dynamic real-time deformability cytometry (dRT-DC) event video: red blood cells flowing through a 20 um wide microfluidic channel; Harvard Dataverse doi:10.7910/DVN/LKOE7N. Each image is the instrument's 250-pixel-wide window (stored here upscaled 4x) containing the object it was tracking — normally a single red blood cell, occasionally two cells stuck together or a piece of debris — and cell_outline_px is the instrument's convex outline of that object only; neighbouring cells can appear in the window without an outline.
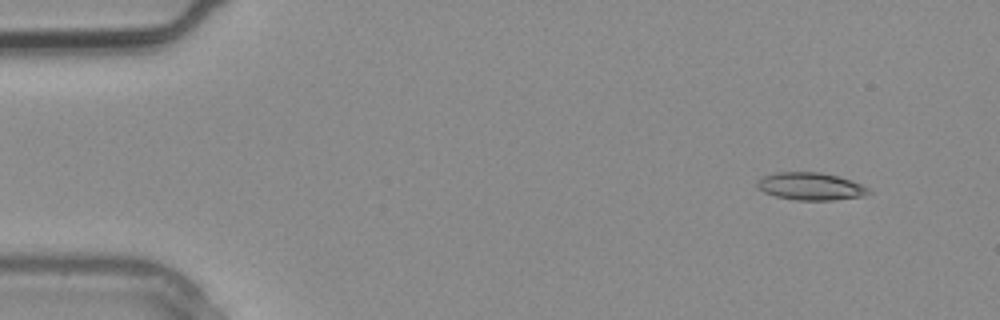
{"species": "common noctule bat (a hibernating species)", "species_latin": "Nyctalus noctula", "temperature_condition": "warm", "stored_images_in_passage": 2, "camera_frame_rate_fps": 3000, "um_per_image_px": 0.085, "animal": {"sex": "male", "body_mass_g": 20.4}, "frame": {"image": 1, "passage_image": 1, "time_ms": 0.0, "image_size_px": [1000, 320], "cell_outline_px": [[872, 192], [860, 196], [836, 200], [796, 200], [776, 196], [764, 192], [756, 184], [756, 180], [764, 176], [776, 172], [820, 172], [852, 180], [868, 188]], "centroid_in_image_um": [68.89, 15.83], "position_along_channel_um": 16.1, "area_um2": 17.74}}